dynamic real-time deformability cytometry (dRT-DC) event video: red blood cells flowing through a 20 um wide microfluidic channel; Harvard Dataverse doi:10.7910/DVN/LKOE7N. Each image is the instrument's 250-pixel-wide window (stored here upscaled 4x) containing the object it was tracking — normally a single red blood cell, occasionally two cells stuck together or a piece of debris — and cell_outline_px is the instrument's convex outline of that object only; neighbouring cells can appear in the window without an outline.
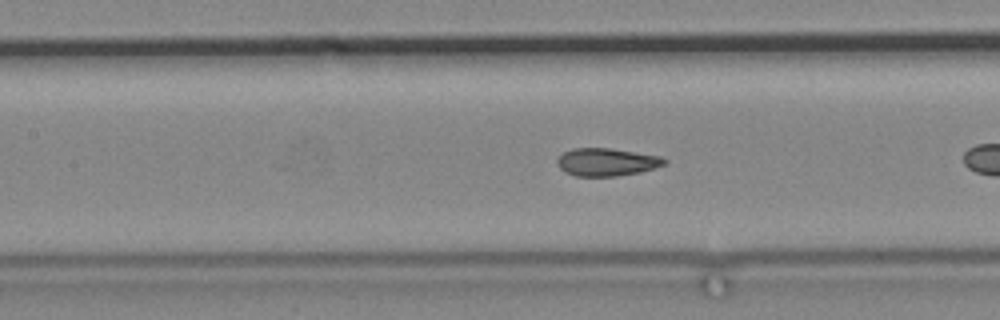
{"species": "common noctule bat (a hibernating species)", "species_latin": "Nyctalus noctula", "temperature_condition": "cold", "stored_images_in_passage": 18, "camera_frame_rate_fps": 3000, "um_per_image_px": 0.085, "animal": {"sex": "male", "body_mass_g": 19.2, "forearm_length_mm": 51.8}, "frame": {"image": 1, "passage_image": 8, "time_ms": 2.333, "image_size_px": [1000, 320], "cell_outline_px": [[668, 160], [664, 164], [640, 172], [616, 176], [576, 176], [564, 172], [560, 168], [556, 160], [564, 152], [572, 148], [608, 148], [660, 156]], "centroid_in_image_um": [51.53, 13.77], "position_along_channel_um": 155.9, "area_um2": 17.17}}
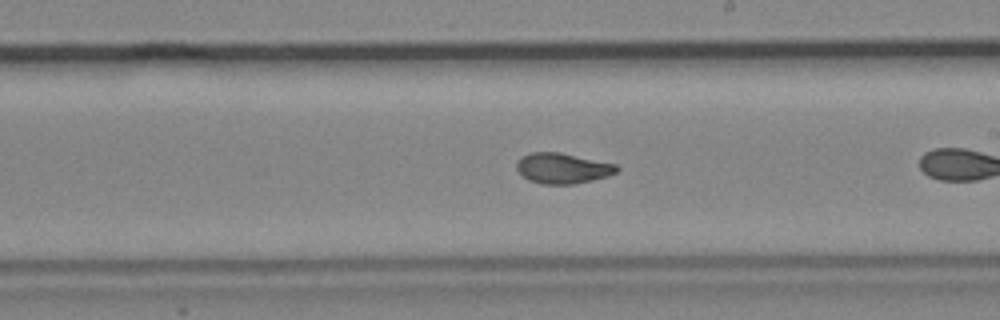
{"frame": {"image": 2, "passage_image": 16, "time_ms": 5.0, "image_size_px": [1000, 320], "cell_outline_px": [[620, 168], [616, 172], [608, 176], [592, 180], [572, 184], [544, 184], [528, 180], [516, 168], [516, 164], [520, 156], [532, 152], [560, 152], [616, 164]], "centroid_in_image_um": [47.82, 14.29], "position_along_channel_um": 241.2, "area_um2": 17.74}}